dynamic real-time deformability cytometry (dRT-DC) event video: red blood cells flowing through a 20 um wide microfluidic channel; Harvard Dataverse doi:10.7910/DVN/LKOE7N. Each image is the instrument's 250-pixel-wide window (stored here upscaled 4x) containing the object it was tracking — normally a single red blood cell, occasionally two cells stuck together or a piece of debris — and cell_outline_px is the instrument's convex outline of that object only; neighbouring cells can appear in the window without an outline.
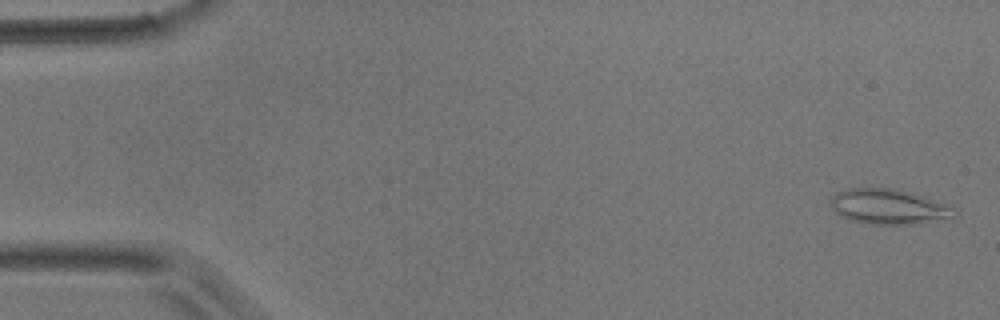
{"species": "common noctule bat (a hibernating species)", "species_latin": "Nyctalus noctula", "temperature_condition": "room temperature", "stored_images_in_passage": 48, "camera_frame_rate_fps": 3000, "um_per_image_px": 0.085, "animal": {"sex": "male", "body_mass_g": 17.9}, "frame": {"image": 1, "passage_image": 2, "time_ms": 0.333, "image_size_px": [1000, 320], "cell_outline_px": [[960, 212], [956, 220], [912, 224], [872, 224], [852, 220], [836, 212], [832, 208], [832, 196], [836, 192], [848, 188], [896, 188], [912, 192], [944, 204]], "centroid_in_image_um": [75.66, 17.58], "position_along_channel_um": 9.3, "area_um2": 25.61}}
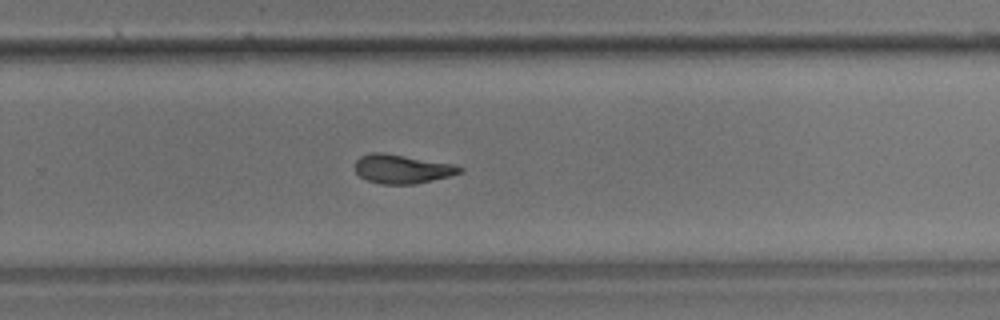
{"frame": {"image": 2, "passage_image": 32, "time_ms": 10.333, "image_size_px": [1000, 320], "cell_outline_px": [[464, 172], [416, 184], [380, 184], [368, 180], [360, 176], [356, 172], [356, 160], [360, 156], [372, 152], [384, 152], [452, 164], [464, 168]], "centroid_in_image_um": [34.17, 14.36], "position_along_channel_um": 295.6, "area_um2": 17.57}}
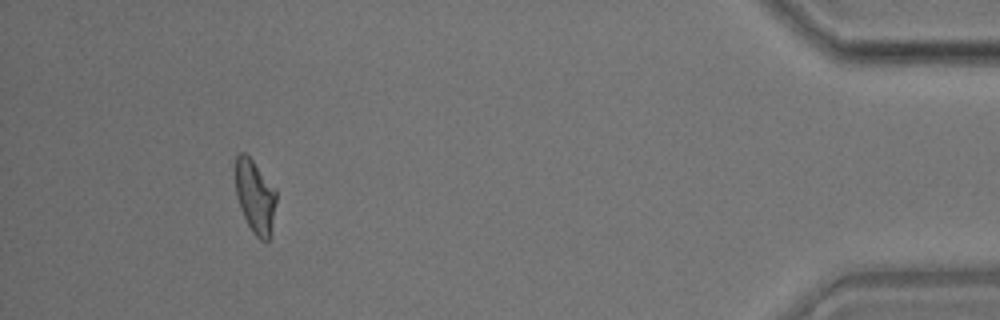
{"frame": {"image": 3, "passage_image": 45, "time_ms": 14.667, "image_size_px": [1000, 320], "cell_outline_px": [[276, 200], [272, 224], [268, 240], [260, 240], [252, 232], [240, 208], [236, 192], [236, 156], [240, 152], [244, 152], [252, 160], [276, 188]], "centroid_in_image_um": [21.69, 16.69], "position_along_channel_um": 413.5, "area_um2": 17.17}}